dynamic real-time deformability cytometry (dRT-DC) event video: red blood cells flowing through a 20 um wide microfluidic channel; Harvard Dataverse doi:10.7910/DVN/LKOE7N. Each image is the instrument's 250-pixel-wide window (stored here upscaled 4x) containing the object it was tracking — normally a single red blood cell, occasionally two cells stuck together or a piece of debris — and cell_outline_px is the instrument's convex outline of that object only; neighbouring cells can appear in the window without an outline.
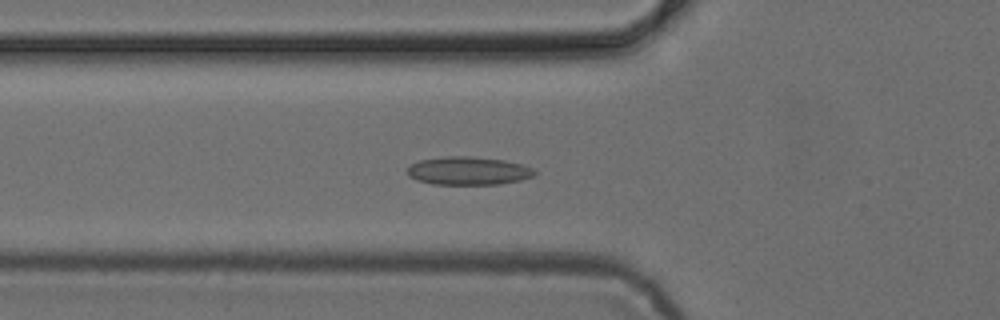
{"species": "common noctule bat (a hibernating species)", "species_latin": "Nyctalus noctula", "temperature_condition": "cold", "stored_images_in_passage": 40, "camera_frame_rate_fps": 3000, "um_per_image_px": 0.085, "animal": {"sex": "female", "body_mass_g": 24.6, "forearm_length_mm": 56.2}, "frame": {"image": 1, "passage_image": 19, "time_ms": 6.0, "image_size_px": [1000, 320], "cell_outline_px": [[536, 176], [520, 180], [500, 184], [432, 184], [416, 180], [408, 176], [408, 168], [412, 164], [420, 160], [444, 156], [468, 156], [504, 160], [536, 168]], "centroid_in_image_um": [39.84, 14.52], "position_along_channel_um": 86.0, "area_um2": 20.98}}
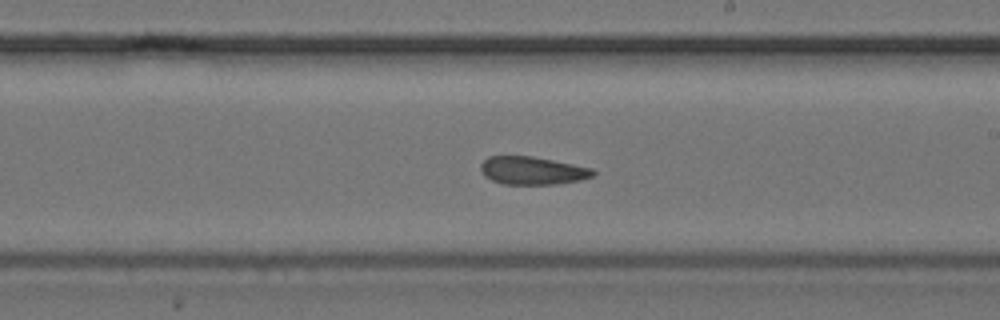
{"frame": {"image": 2, "passage_image": 31, "time_ms": 10.0, "image_size_px": [1000, 320], "cell_outline_px": [[596, 172], [592, 176], [580, 180], [560, 184], [504, 184], [492, 180], [484, 176], [480, 168], [480, 164], [488, 156], [532, 156], [592, 168]], "centroid_in_image_um": [45.24, 14.5], "position_along_channel_um": 243.8, "area_um2": 18.26}}
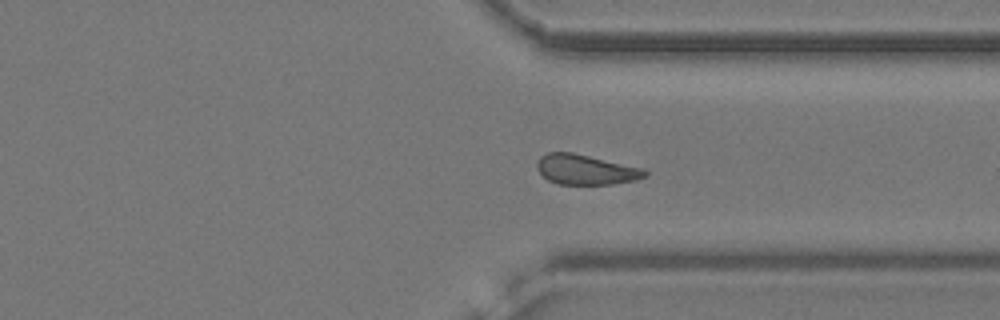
{"frame": {"image": 3, "passage_image": 40, "time_ms": 13.0, "image_size_px": [1000, 320], "cell_outline_px": [[648, 176], [636, 180], [612, 184], [556, 184], [548, 180], [536, 168], [536, 164], [540, 156], [548, 152], [572, 152], [644, 168], [648, 172]], "centroid_in_image_um": [49.8, 14.41], "position_along_channel_um": 361.6, "area_um2": 19.02}}